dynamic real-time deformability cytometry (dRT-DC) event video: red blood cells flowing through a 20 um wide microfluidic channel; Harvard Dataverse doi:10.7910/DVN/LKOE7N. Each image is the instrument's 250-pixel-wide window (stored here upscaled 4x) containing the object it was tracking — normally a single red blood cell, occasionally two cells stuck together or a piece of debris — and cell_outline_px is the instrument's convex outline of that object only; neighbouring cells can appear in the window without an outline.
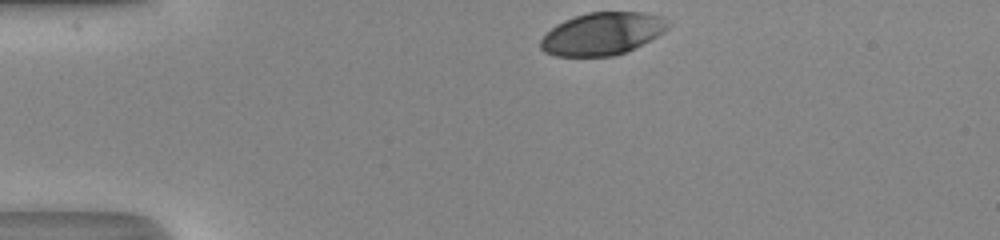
{"species": "human", "species_latin": "Homo sapiens", "temperature_condition": "room temperature", "stored_images_in_passage": 31, "camera_frame_rate_fps": 3000, "um_per_image_px": 0.085, "donor": {"sex": "male"}, "frame": {"image": 1, "passage_image": 1, "time_ms": 0.0, "image_size_px": [1000, 240], "cell_outline_px": [[668, 28], [664, 32], [628, 52], [612, 56], [556, 56], [544, 52], [540, 48], [540, 40], [556, 24], [564, 20], [588, 12], [644, 12], [660, 16], [668, 20]], "centroid_in_image_um": [51.2, 2.87], "position_along_channel_um": 33.8, "area_um2": 31.56}}
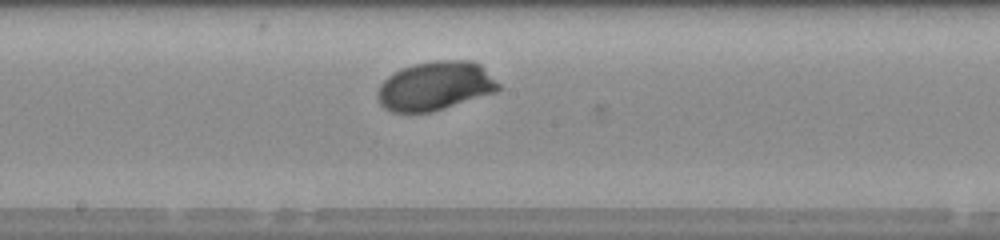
{"frame": {"image": 2, "passage_image": 18, "time_ms": 5.667, "image_size_px": [1000, 240], "cell_outline_px": [[500, 88], [496, 92], [432, 112], [392, 112], [384, 108], [380, 104], [376, 96], [380, 84], [388, 76], [400, 68], [412, 64], [436, 60], [472, 60], [480, 64], [500, 84]], "centroid_in_image_um": [36.98, 7.3], "position_along_channel_um": 211.2, "area_um2": 34.62}}
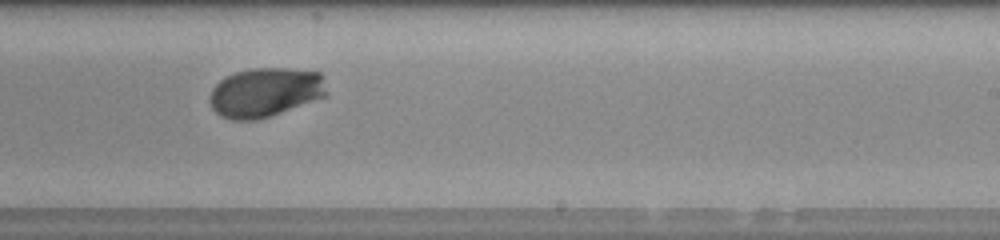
{"frame": {"image": 3, "passage_image": 22, "time_ms": 7.0, "image_size_px": [1000, 240], "cell_outline_px": [[328, 96], [268, 116], [252, 120], [232, 120], [220, 116], [212, 108], [208, 100], [212, 88], [220, 80], [236, 72], [252, 68], [288, 68], [320, 72], [324, 76], [328, 92]], "centroid_in_image_um": [22.57, 7.84], "position_along_channel_um": 266.4, "area_um2": 33.76}, "authors_computed_cell_mechanics": {"area_um2": 33.524, "velocity_mm_per_s": 4.169, "shape_relaxation_time_tau1_ms": 1.4452, "shape_relaxation_time_tau2_ms": null, "deformation_change_tau1": 0.1148, "deformation_change_tau2": null}}